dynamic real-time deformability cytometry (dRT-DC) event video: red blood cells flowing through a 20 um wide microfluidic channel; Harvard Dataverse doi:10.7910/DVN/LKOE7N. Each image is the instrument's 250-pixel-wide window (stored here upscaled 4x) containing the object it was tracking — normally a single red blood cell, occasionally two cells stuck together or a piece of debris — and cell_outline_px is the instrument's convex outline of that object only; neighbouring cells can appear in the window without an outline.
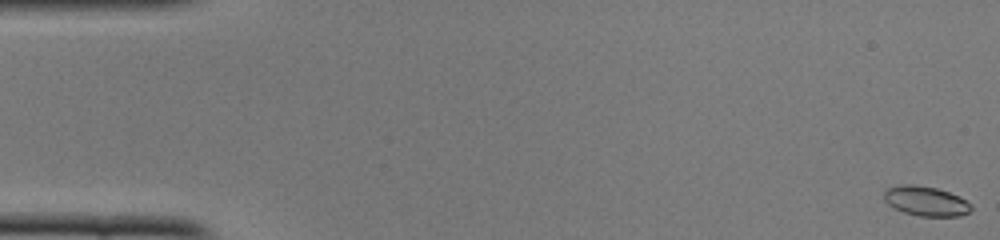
{"species": "common noctule bat (a hibernating species)", "species_latin": "Nyctalus noctula", "temperature_condition": "cold", "stored_images_in_passage": 52, "camera_frame_rate_fps": 3000, "um_per_image_px": 0.085, "animal": {"sex": "female", "body_mass_g": 22.0, "forearm_length_mm": 56.7}, "frame": {"image": 1, "passage_image": 1, "time_ms": 0.0, "image_size_px": [1000, 240], "cell_outline_px": [[972, 208], [968, 212], [960, 216], [920, 216], [904, 212], [888, 204], [884, 200], [884, 192], [888, 188], [900, 184], [912, 184], [936, 188], [948, 192], [964, 200]], "centroid_in_image_um": [78.65, 17.09], "position_along_channel_um": 6.4, "area_um2": 14.74}}
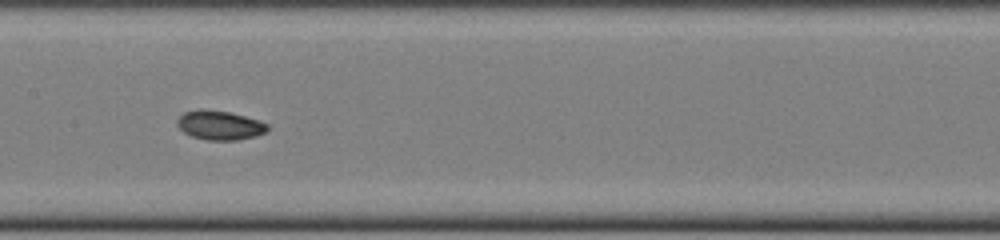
{"frame": {"image": 2, "passage_image": 26, "time_ms": 8.333, "image_size_px": [1000, 240], "cell_outline_px": [[268, 128], [264, 132], [256, 136], [236, 140], [208, 140], [192, 136], [184, 132], [176, 124], [176, 120], [184, 112], [200, 108], [228, 112], [260, 120], [268, 124]], "centroid_in_image_um": [18.66, 10.63], "position_along_channel_um": 188.7, "area_um2": 15.32}}
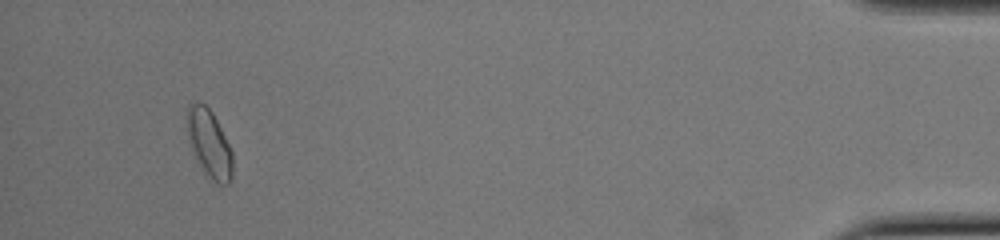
{"frame": {"image": 3, "passage_image": 49, "time_ms": 16.0, "image_size_px": [1000, 240], "cell_outline_px": [[232, 180], [228, 184], [220, 184], [208, 180], [204, 176], [192, 152], [188, 136], [188, 104], [192, 100], [204, 104], [212, 112], [232, 152]], "centroid_in_image_um": [17.77, 12.27], "position_along_channel_um": 417.4, "area_um2": 18.09}, "authors_computed_cell_mechanics": {"area_um2": 15.2303, "velocity_mm_per_s": 3.9155, "shape_relaxation_time_tau1_ms": 5.7087, "shape_relaxation_time_tau2_ms": 4.104, "deformation_change_tau1": 0.0919, "deformation_change_tau2": 0.0648}}